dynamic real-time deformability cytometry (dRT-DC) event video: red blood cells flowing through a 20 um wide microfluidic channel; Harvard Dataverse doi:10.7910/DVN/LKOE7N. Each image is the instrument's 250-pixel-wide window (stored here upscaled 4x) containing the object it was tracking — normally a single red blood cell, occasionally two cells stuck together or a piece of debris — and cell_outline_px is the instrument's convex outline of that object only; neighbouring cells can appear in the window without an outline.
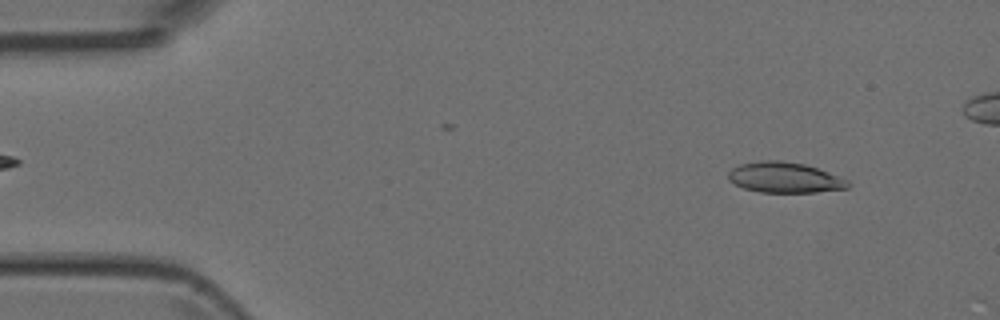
{"species": "Egyptian fruit bat (a non-hibernating species)", "species_latin": "Rousettus aegyptiacus", "temperature_condition": "room temperature", "stored_images_in_passage": 46, "camera_frame_rate_fps": 3000, "um_per_image_px": 0.085, "animal": {"sex": "female"}, "frame": {"image": 1, "passage_image": 4, "time_ms": 1.0, "image_size_px": [1000, 320], "cell_outline_px": [[852, 184], [848, 188], [816, 192], [760, 192], [744, 188], [728, 180], [728, 172], [732, 168], [740, 164], [760, 160], [780, 160], [804, 164], [828, 172], [848, 180]], "centroid_in_image_um": [66.69, 15.08], "position_along_channel_um": 18.3, "area_um2": 21.27}}
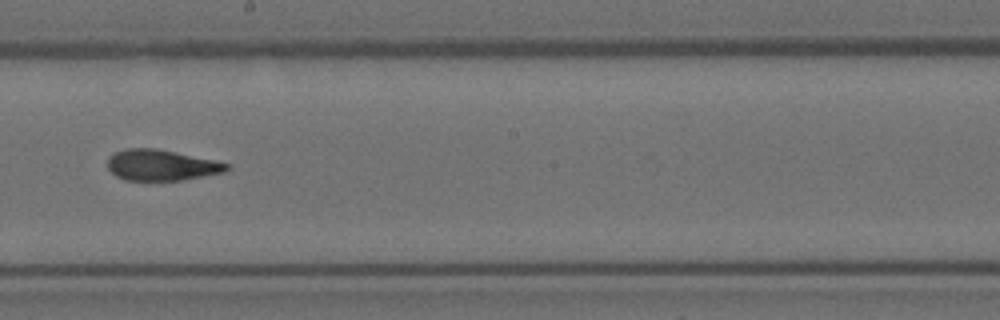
{"frame": {"image": 2, "passage_image": 27, "time_ms": 8.667, "image_size_px": [1000, 320], "cell_outline_px": [[228, 168], [224, 172], [180, 180], [124, 180], [116, 176], [108, 168], [108, 156], [124, 148], [156, 148], [216, 160], [228, 164]], "centroid_in_image_um": [13.68, 14.02], "position_along_channel_um": 234.5, "area_um2": 21.33}}
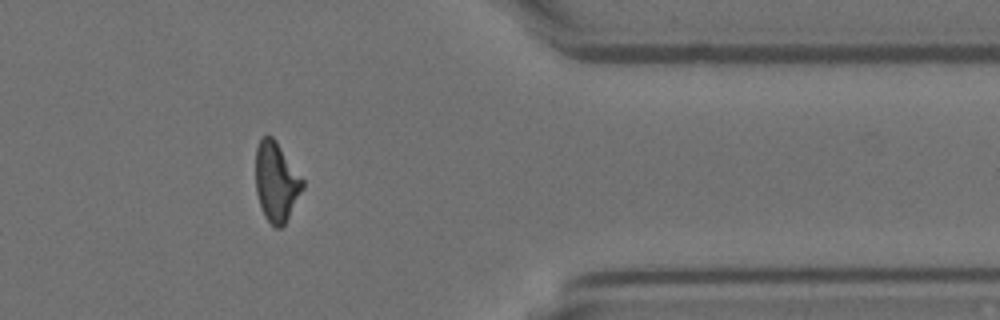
{"frame": {"image": 3, "passage_image": 40, "time_ms": 13.0, "image_size_px": [1000, 320], "cell_outline_px": [[304, 188], [284, 224], [280, 228], [276, 228], [264, 216], [256, 192], [256, 148], [260, 140], [264, 136], [272, 136], [276, 140], [304, 180]], "centroid_in_image_um": [23.49, 15.44], "position_along_channel_um": 387.9, "area_um2": 21.56}}